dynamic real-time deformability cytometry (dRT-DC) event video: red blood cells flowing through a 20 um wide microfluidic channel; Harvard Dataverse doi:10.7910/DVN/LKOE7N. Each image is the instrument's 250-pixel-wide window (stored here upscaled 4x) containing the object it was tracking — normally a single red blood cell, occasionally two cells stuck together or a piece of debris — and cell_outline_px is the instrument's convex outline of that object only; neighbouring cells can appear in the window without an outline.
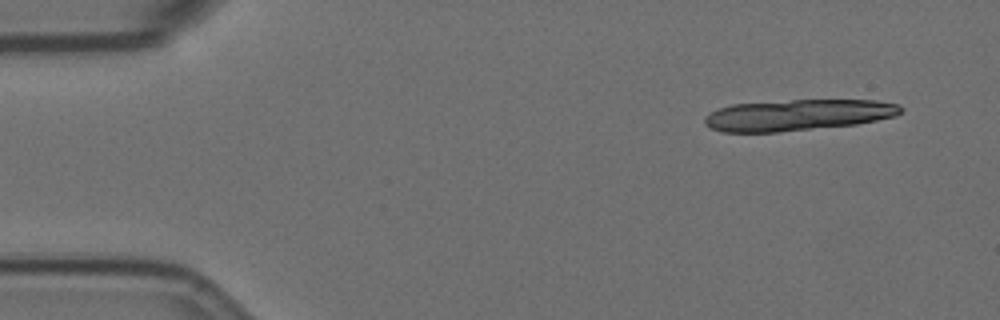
{"species": "Egyptian fruit bat (a non-hibernating species)", "species_latin": "Rousettus aegyptiacus", "temperature_condition": "room temperature", "stored_images_in_passage": 18, "camera_frame_rate_fps": 3000, "um_per_image_px": 0.085, "animal": {"sex": "female"}, "frame": {"image": 1, "passage_image": 2, "time_ms": 0.333, "image_size_px": [1000, 320], "cell_outline_px": [[904, 108], [896, 116], [856, 124], [780, 132], [720, 132], [704, 124], [704, 116], [720, 108], [732, 104], [792, 100], [876, 100], [900, 104]], "centroid_in_image_um": [67.82, 9.77], "position_along_channel_um": 17.2, "area_um2": 35.66}}
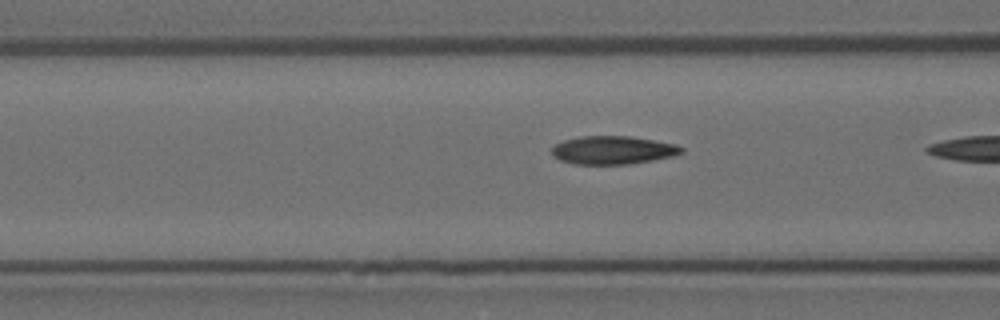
{"frame": {"image": 2, "passage_image": 17, "time_ms": 5.333, "image_size_px": [1000, 320], "cell_outline_px": [[684, 152], [672, 156], [652, 160], [628, 164], [572, 164], [560, 160], [552, 156], [552, 148], [556, 144], [564, 140], [580, 136], [628, 136], [676, 144], [684, 148]], "centroid_in_image_um": [52.08, 12.76], "position_along_channel_um": 114.5, "area_um2": 21.27}}